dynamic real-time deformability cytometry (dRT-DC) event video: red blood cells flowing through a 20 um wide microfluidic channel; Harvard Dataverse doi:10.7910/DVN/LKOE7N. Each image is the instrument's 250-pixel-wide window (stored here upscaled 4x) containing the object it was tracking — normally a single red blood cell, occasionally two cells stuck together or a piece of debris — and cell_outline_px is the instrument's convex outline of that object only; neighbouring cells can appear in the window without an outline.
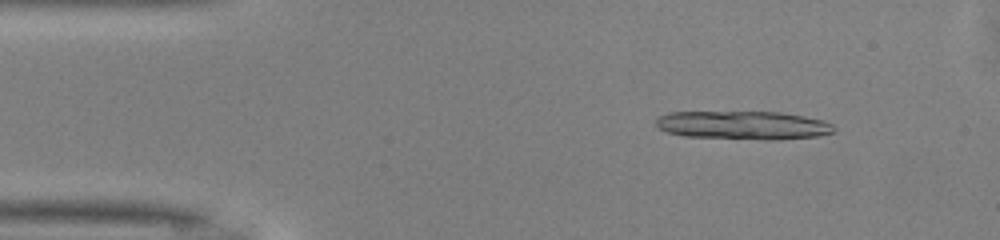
{"species": "common noctule bat (a hibernating species)", "species_latin": "Nyctalus noctula", "temperature_condition": "warm", "stored_images_in_passage": 31, "camera_frame_rate_fps": 3000, "um_per_image_px": 0.085, "animal": {"sex": "male", "body_mass_g": 13.0, "forearm_length_mm": 53.1}, "frame": {"image": 1, "passage_image": 5, "time_ms": 1.333, "image_size_px": [1000, 240], "cell_outline_px": [[836, 132], [816, 136], [776, 140], [768, 140], [684, 136], [668, 132], [660, 128], [656, 124], [656, 116], [668, 112], [780, 112], [804, 116], [824, 120], [832, 124], [836, 128]], "centroid_in_image_um": [63.2, 10.64], "position_along_channel_um": 21.8, "area_um2": 29.71}}
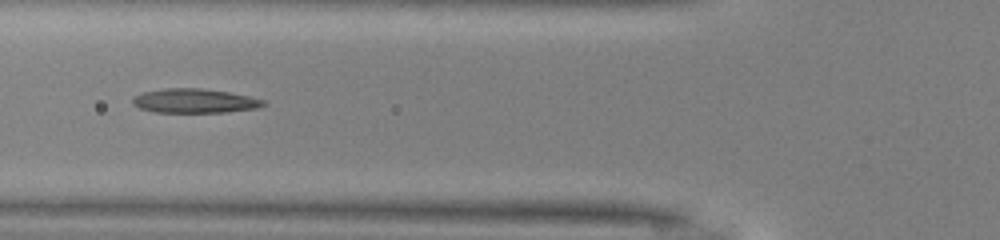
{"frame": {"image": 2, "passage_image": 17, "time_ms": 5.333, "image_size_px": [1000, 240], "cell_outline_px": [[268, 104], [256, 108], [224, 112], [156, 112], [140, 108], [132, 104], [132, 96], [144, 92], [164, 88], [200, 88], [228, 92], [248, 96], [264, 100]], "centroid_in_image_um": [16.51, 8.57], "position_along_channel_um": 109.3, "area_um2": 18.38}}
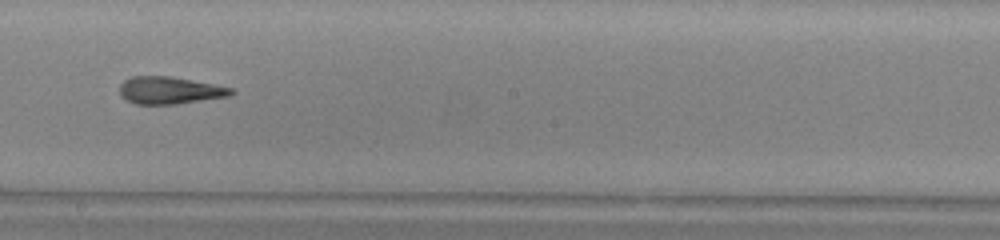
{"frame": {"image": 3, "passage_image": 26, "time_ms": 8.333, "image_size_px": [1000, 240], "cell_outline_px": [[236, 92], [228, 96], [176, 104], [136, 104], [120, 96], [120, 84], [124, 80], [132, 76], [172, 76], [236, 88]], "centroid_in_image_um": [14.45, 7.67], "position_along_channel_um": 233.7, "area_um2": 17.86}}